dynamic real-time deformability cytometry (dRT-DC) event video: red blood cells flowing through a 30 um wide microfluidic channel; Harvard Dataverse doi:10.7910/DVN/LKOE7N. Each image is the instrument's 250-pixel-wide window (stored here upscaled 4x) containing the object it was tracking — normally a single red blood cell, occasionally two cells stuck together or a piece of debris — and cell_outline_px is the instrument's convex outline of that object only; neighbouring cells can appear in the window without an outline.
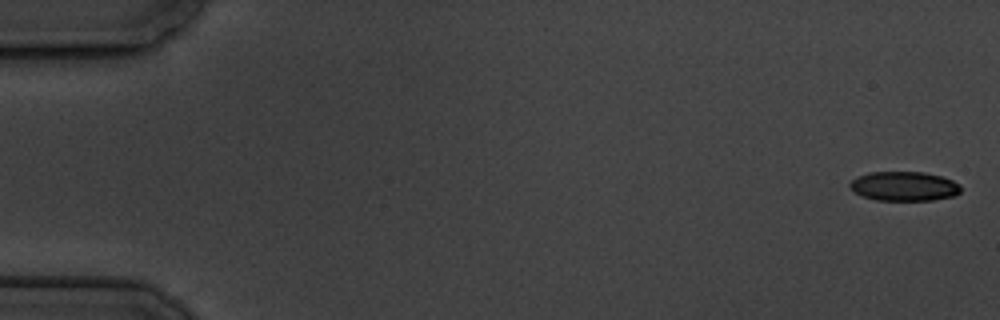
{"species": "common noctule bat (a hibernating species)", "species_latin": "Nyctalus noctula", "temperature_condition": "cold", "stored_images_in_passage": 8, "camera_frame_rate_fps": 3000, "um_per_image_px": 0.085, "animal": {"sex": "male", "body_mass_g": 19.5, "forearm_length_mm": 54.6}, "frame": {"image": 1, "passage_image": 1, "time_ms": 0.0, "image_size_px": [1000, 320], "cell_outline_px": [[960, 192], [956, 196], [932, 200], [876, 200], [860, 196], [848, 184], [852, 180], [868, 172], [924, 172], [940, 176], [952, 180], [960, 184]], "centroid_in_image_um": [76.87, 15.83], "position_along_channel_um": 8.1, "area_um2": 18.96}}
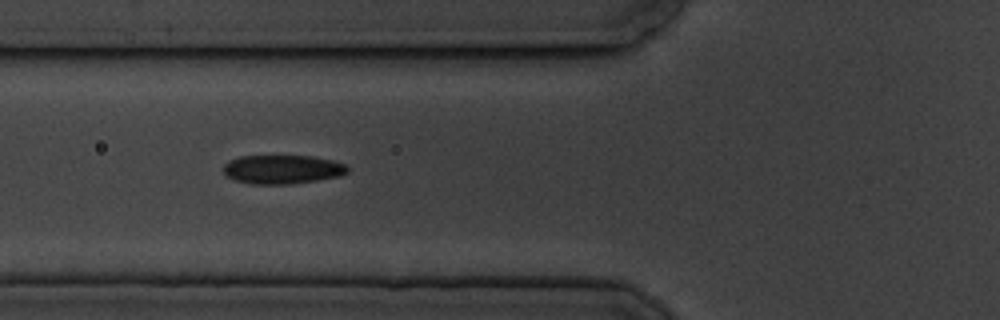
{"frame": {"image": 2, "passage_image": 7, "time_ms": 7.0, "image_size_px": [1000, 320], "cell_outline_px": [[348, 172], [340, 176], [292, 184], [252, 184], [236, 180], [228, 176], [224, 172], [224, 164], [228, 160], [240, 156], [312, 156], [332, 160], [344, 164], [348, 168]], "centroid_in_image_um": [24.0, 14.39], "position_along_channel_um": 101.8, "area_um2": 20.81}}
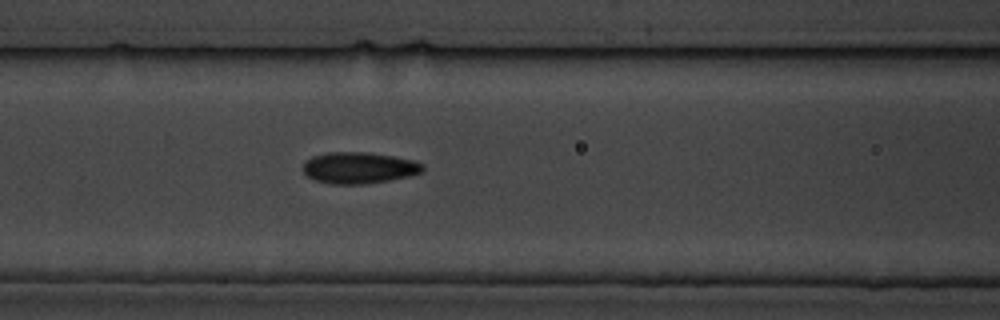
{"frame": {"image": 3, "passage_image": 8, "time_ms": 8.0, "image_size_px": [1000, 320], "cell_outline_px": [[424, 168], [420, 172], [408, 176], [368, 184], [332, 184], [316, 180], [308, 176], [304, 172], [304, 164], [312, 156], [324, 152], [368, 152], [392, 156], [412, 160], [424, 164]], "centroid_in_image_um": [30.5, 14.26], "position_along_channel_um": 136.1, "area_um2": 21.73}}